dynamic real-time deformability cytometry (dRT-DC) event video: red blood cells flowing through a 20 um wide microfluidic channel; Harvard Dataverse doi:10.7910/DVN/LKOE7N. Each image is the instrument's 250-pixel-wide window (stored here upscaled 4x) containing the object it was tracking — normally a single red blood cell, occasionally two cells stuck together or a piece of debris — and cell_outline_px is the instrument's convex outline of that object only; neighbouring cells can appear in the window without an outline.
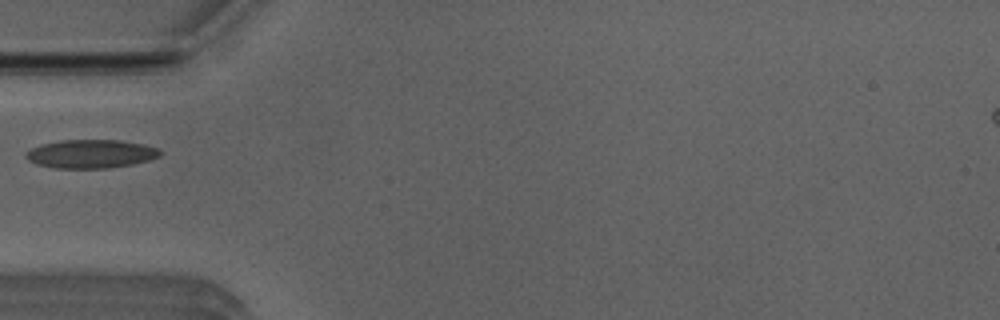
{"species": "Egyptian fruit bat (a non-hibernating species)", "species_latin": "Rousettus aegyptiacus", "temperature_condition": "room temperature", "stored_images_in_passage": 29, "camera_frame_rate_fps": 3000, "um_per_image_px": 0.085, "animal": {"sex": "male"}, "frame": {"image": 1, "passage_image": 1, "time_ms": 0.0, "image_size_px": [1000, 320], "cell_outline_px": [[164, 152], [160, 156], [148, 160], [132, 164], [108, 168], [52, 168], [36, 164], [28, 160], [24, 156], [24, 152], [40, 144], [60, 140], [120, 140], [144, 144], [160, 148]], "centroid_in_image_um": [7.72, 13.07], "position_along_channel_um": 77.3, "area_um2": 22.6}}
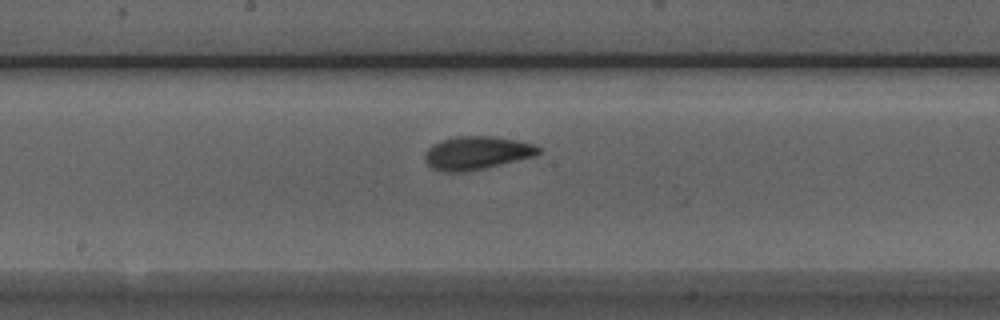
{"frame": {"image": 2, "passage_image": 11, "time_ms": 3.333, "image_size_px": [1000, 320], "cell_outline_px": [[540, 152], [536, 156], [484, 168], [464, 172], [444, 172], [432, 168], [424, 160], [424, 152], [432, 144], [440, 140], [456, 136], [492, 136], [520, 140], [536, 144], [540, 148]], "centroid_in_image_um": [40.52, 12.99], "position_along_channel_um": 207.7, "area_um2": 22.31}}
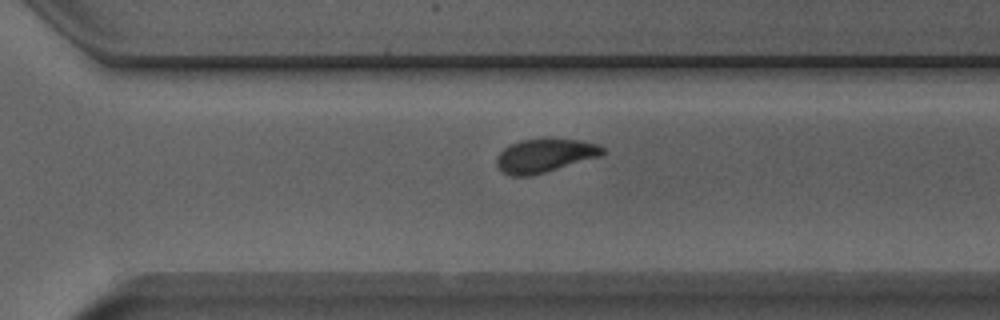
{"frame": {"image": 3, "passage_image": 20, "time_ms": 6.333, "image_size_px": [1000, 320], "cell_outline_px": [[608, 152], [600, 156], [532, 176], [508, 176], [496, 164], [496, 160], [500, 152], [504, 148], [520, 140], [544, 136], [580, 140], [600, 144]], "centroid_in_image_um": [46.35, 13.18], "position_along_channel_um": 324.3, "area_um2": 21.33}}